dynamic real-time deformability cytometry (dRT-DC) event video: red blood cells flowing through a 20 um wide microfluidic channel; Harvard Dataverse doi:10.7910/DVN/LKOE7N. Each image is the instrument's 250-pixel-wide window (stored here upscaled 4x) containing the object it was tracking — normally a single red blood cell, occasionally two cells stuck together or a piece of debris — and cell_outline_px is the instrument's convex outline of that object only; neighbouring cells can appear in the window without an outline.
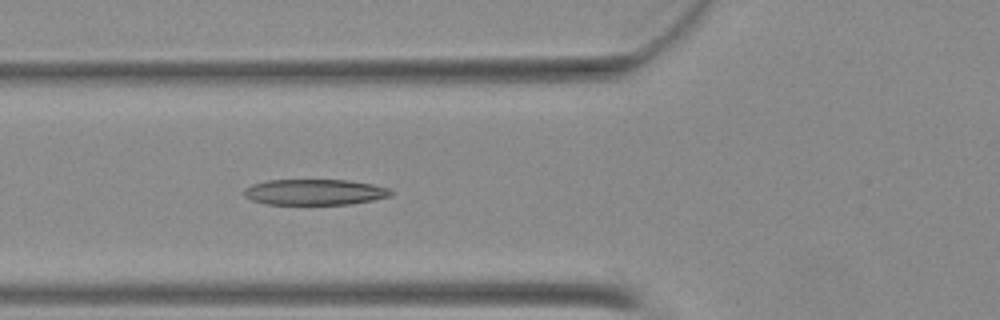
{"species": "Egyptian fruit bat (a non-hibernating species)", "species_latin": "Rousettus aegyptiacus", "temperature_condition": "warm", "stored_images_in_passage": 10, "camera_frame_rate_fps": 3000, "um_per_image_px": 0.085, "animal": {"sex": "female"}, "frame": {"image": 1, "passage_image": 3, "time_ms": 0.667, "image_size_px": [1000, 320], "cell_outline_px": [[396, 192], [392, 196], [352, 204], [264, 204], [252, 200], [244, 196], [244, 188], [252, 184], [268, 180], [348, 180], [372, 184], [388, 188]], "centroid_in_image_um": [26.77, 16.33], "position_along_channel_um": 99.0, "area_um2": 22.2}}
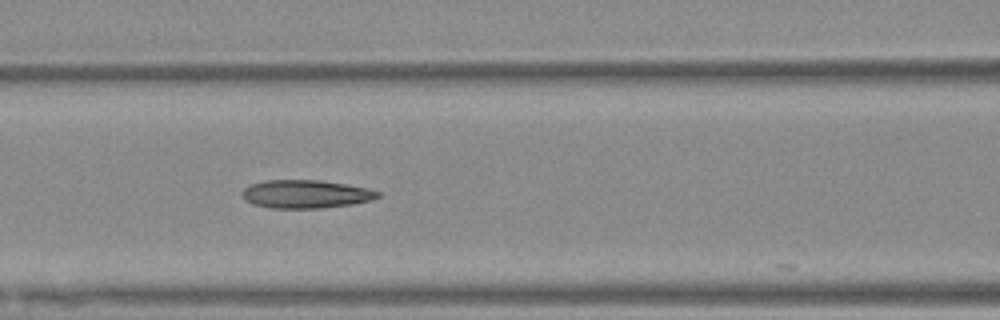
{"frame": {"image": 2, "passage_image": 6, "time_ms": 1.667, "image_size_px": [1000, 320], "cell_outline_px": [[380, 196], [372, 200], [352, 204], [320, 208], [272, 208], [252, 204], [244, 200], [240, 192], [244, 188], [252, 184], [264, 180], [320, 180], [368, 188], [380, 192]], "centroid_in_image_um": [25.96, 16.5], "position_along_channel_um": 140.6, "area_um2": 22.37}}
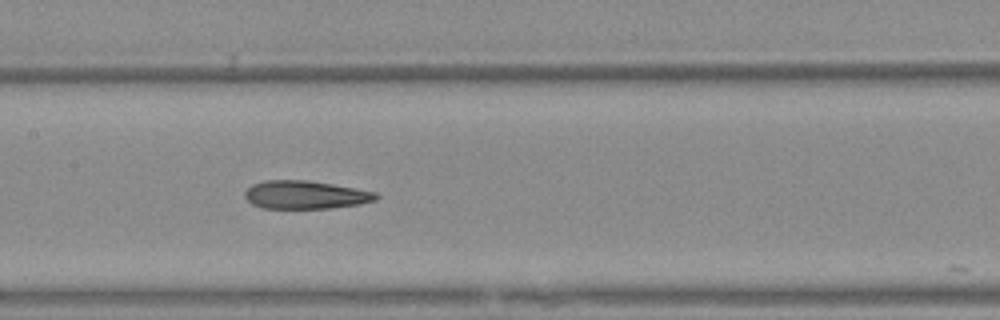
{"frame": {"image": 3, "passage_image": 9, "time_ms": 2.667, "image_size_px": [1000, 320], "cell_outline_px": [[380, 196], [376, 200], [360, 204], [332, 208], [260, 208], [252, 204], [244, 196], [244, 192], [252, 184], [264, 180], [308, 180], [332, 184], [376, 192]], "centroid_in_image_um": [25.95, 16.56], "position_along_channel_um": 181.5, "area_um2": 21.62}}